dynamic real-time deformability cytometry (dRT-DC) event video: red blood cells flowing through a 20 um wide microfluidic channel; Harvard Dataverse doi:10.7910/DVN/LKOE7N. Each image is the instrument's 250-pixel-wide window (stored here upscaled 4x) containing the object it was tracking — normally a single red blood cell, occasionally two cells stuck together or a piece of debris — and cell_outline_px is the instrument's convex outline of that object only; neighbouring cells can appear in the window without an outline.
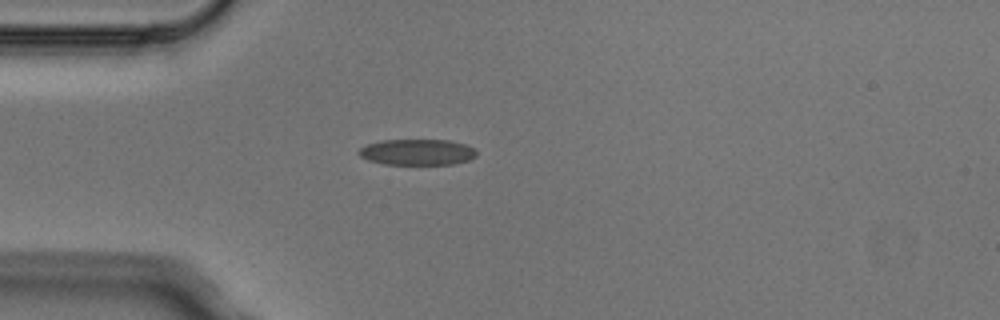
{"species": "Egyptian fruit bat (a non-hibernating species)", "species_latin": "Rousettus aegyptiacus", "temperature_condition": "cold", "stored_images_in_passage": 1, "camera_frame_rate_fps": 3000, "um_per_image_px": 0.085, "animal": {"sex": "male"}, "frame": {"image": 1, "passage_image": 1, "time_ms": 0.0, "image_size_px": [1000, 320], "cell_outline_px": [[476, 156], [468, 160], [452, 164], [384, 164], [368, 160], [360, 156], [356, 152], [360, 148], [368, 144], [380, 140], [448, 140], [464, 144], [476, 148]], "centroid_in_image_um": [35.45, 12.92], "position_along_channel_um": 49.6, "area_um2": 17.8}}